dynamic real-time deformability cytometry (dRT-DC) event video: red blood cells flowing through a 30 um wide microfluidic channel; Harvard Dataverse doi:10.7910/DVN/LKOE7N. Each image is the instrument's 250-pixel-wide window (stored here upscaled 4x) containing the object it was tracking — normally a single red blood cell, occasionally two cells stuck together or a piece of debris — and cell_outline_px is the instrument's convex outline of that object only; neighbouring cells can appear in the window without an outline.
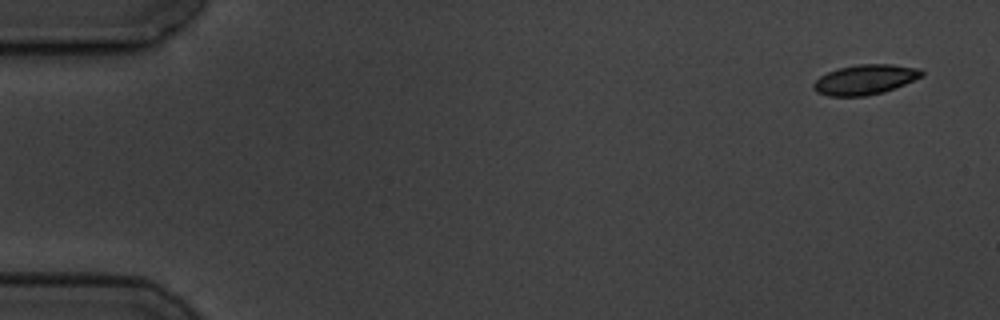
{"species": "common noctule bat (a hibernating species)", "species_latin": "Nyctalus noctula", "temperature_condition": "cold", "stored_images_in_passage": 4, "camera_frame_rate_fps": 3000, "um_per_image_px": 0.085, "animal": {"sex": "male", "body_mass_g": 19.5, "forearm_length_mm": 54.6}, "frame": {"image": 1, "passage_image": 1, "time_ms": 0.0, "image_size_px": [1000, 320], "cell_outline_px": [[924, 76], [884, 92], [864, 96], [828, 96], [816, 92], [812, 88], [812, 84], [820, 76], [828, 72], [840, 68], [856, 64], [892, 64], [920, 68], [924, 72]], "centroid_in_image_um": [73.54, 6.76], "position_along_channel_um": 11.5, "area_um2": 18.96}}
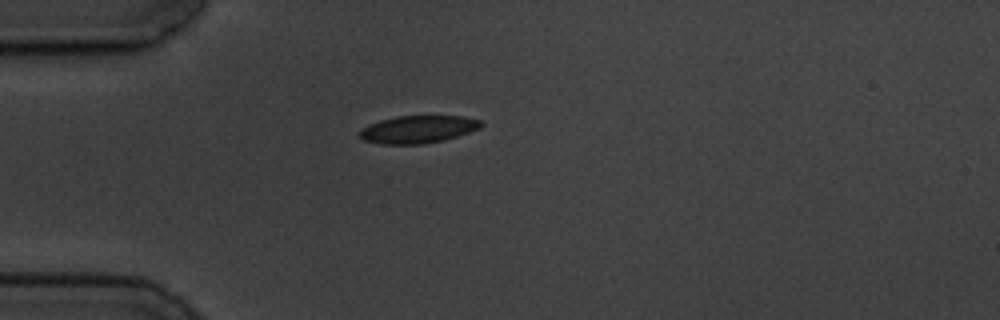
{"frame": {"image": 2, "passage_image": 4, "time_ms": 4.333, "image_size_px": [1000, 320], "cell_outline_px": [[484, 124], [480, 128], [444, 140], [424, 144], [380, 144], [364, 140], [360, 136], [360, 132], [368, 124], [380, 120], [400, 116], [464, 116], [480, 120]], "centroid_in_image_um": [35.55, 10.99], "position_along_channel_um": 49.5, "area_um2": 19.36}}